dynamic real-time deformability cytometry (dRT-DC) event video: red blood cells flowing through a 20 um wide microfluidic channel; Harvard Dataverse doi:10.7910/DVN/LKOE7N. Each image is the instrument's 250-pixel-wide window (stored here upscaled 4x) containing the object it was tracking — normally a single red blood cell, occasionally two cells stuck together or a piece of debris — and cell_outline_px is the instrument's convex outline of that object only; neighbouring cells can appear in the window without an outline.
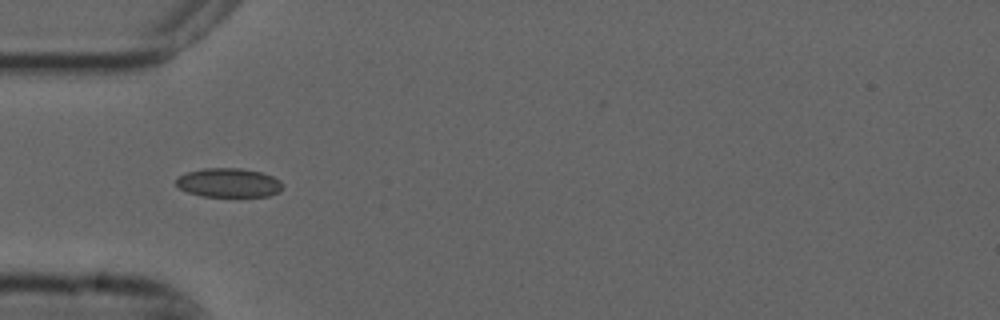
{"species": "common noctule bat (a hibernating species)", "species_latin": "Nyctalus noctula", "temperature_condition": "cold", "stored_images_in_passage": 4, "camera_frame_rate_fps": 3000, "um_per_image_px": 0.085, "animal": {"sex": "male", "forearm_length_mm": 52.5}, "frame": {"image": 1, "passage_image": 4, "time_ms": 1.0, "image_size_px": [1000, 320], "cell_outline_px": [[284, 188], [280, 192], [268, 196], [200, 196], [188, 192], [180, 188], [176, 184], [176, 176], [188, 172], [204, 168], [240, 168], [260, 172], [272, 176], [280, 180], [284, 184]], "centroid_in_image_um": [19.46, 15.53], "position_along_channel_um": 65.5, "area_um2": 18.15}}